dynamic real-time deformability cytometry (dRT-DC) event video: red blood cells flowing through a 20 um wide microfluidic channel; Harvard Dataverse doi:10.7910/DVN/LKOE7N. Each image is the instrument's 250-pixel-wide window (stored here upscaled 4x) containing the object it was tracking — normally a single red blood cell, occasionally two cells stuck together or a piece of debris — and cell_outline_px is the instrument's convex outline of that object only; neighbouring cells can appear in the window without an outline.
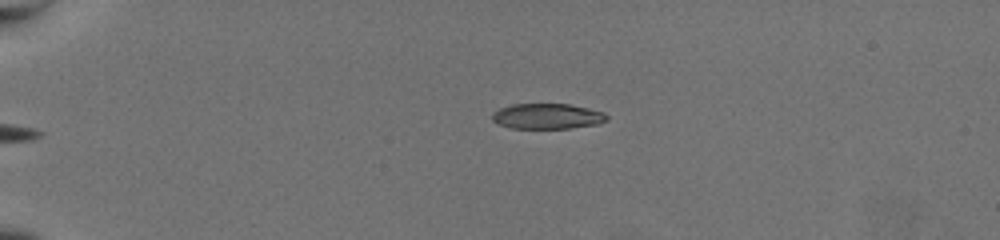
{"species": "common noctule bat (a hibernating species)", "species_latin": "Nyctalus noctula", "temperature_condition": "warm", "stored_images_in_passage": 44, "camera_frame_rate_fps": 3000, "um_per_image_px": 0.085, "animal": {"sex": "female", "body_mass_g": 19.5, "forearm_length_mm": 54.1}, "frame": {"image": 1, "passage_image": 1, "time_ms": 0.0, "image_size_px": [1000, 240], "cell_outline_px": [[608, 120], [600, 124], [568, 128], [512, 128], [500, 124], [492, 120], [492, 112], [500, 108], [512, 104], [568, 104], [588, 108], [604, 112], [608, 116]], "centroid_in_image_um": [46.54, 9.88], "position_along_channel_um": 38.5, "area_um2": 16.99}}
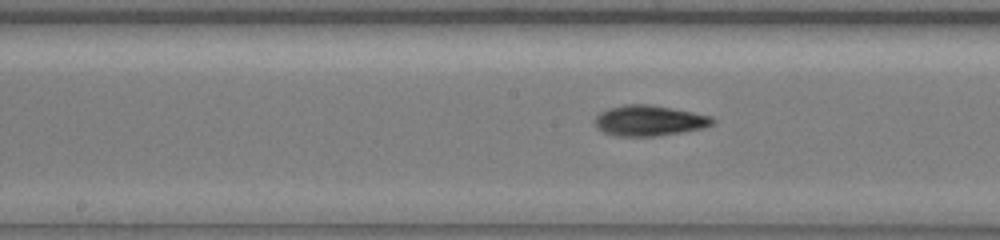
{"frame": {"image": 2, "passage_image": 19, "time_ms": 6.0, "image_size_px": [1000, 240], "cell_outline_px": [[716, 120], [712, 124], [700, 128], [680, 132], [656, 136], [616, 136], [604, 132], [596, 124], [596, 116], [600, 112], [608, 108], [624, 104], [652, 104], [712, 116]], "centroid_in_image_um": [55.18, 10.24], "position_along_channel_um": 193.0, "area_um2": 20.75}}
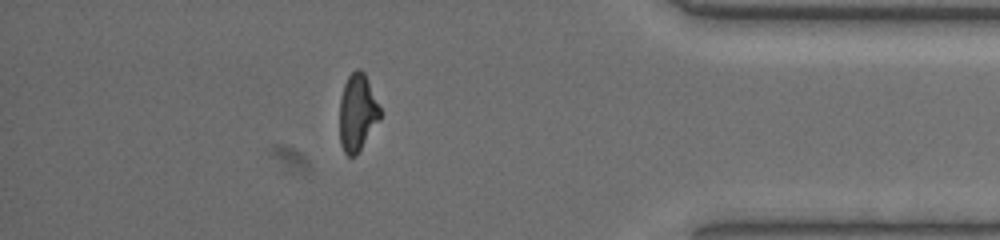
{"frame": {"image": 3, "passage_image": 38, "time_ms": 12.333, "image_size_px": [1000, 240], "cell_outline_px": [[380, 120], [356, 156], [348, 156], [344, 152], [340, 144], [340, 96], [344, 84], [348, 76], [356, 68], [360, 68], [364, 72], [380, 108]], "centroid_in_image_um": [30.37, 9.58], "position_along_channel_um": 404.8, "area_um2": 18.21}, "authors_computed_cell_mechanics": {"area_um2": 19.074, "velocity_mm_per_s": 3.7555, "shape_relaxation_time_tau1_ms": 5.3047, "shape_relaxation_time_tau2_ms": 2.1059, "deformation_change_tau1": 0.2177, "deformation_change_tau2": 0.084}}